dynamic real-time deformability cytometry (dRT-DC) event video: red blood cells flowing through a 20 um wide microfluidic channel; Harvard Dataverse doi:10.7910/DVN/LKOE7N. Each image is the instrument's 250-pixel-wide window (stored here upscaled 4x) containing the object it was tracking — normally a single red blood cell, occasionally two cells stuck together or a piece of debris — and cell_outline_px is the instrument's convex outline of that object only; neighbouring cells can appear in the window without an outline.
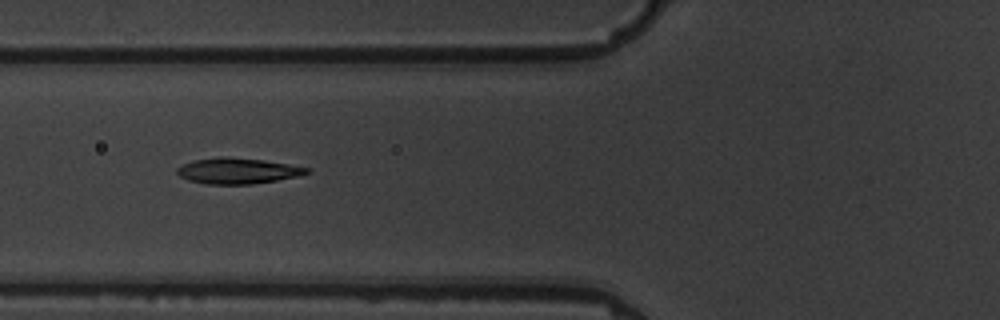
{"species": "common noctule bat (a hibernating species)", "species_latin": "Nyctalus noctula", "temperature_condition": "warm", "stored_images_in_passage": 8, "camera_frame_rate_fps": 3000, "um_per_image_px": 0.085, "animal": {"sex": "male", "body_mass_g": 19.5, "forearm_length_mm": 54.6}, "frame": {"image": 1, "passage_image": 7, "time_ms": 7.0, "image_size_px": [1000, 320], "cell_outline_px": [[312, 172], [300, 176], [252, 184], [208, 184], [188, 180], [180, 176], [176, 172], [176, 168], [192, 160], [220, 156], [228, 156], [264, 160], [312, 168]], "centroid_in_image_um": [20.23, 14.51], "position_along_channel_um": 105.6, "area_um2": 19.71}}
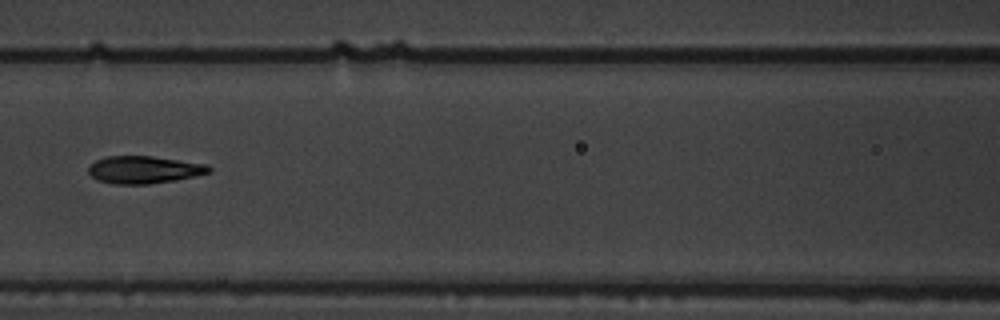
{"frame": {"image": 2, "passage_image": 8, "time_ms": 8.333, "image_size_px": [1000, 320], "cell_outline_px": [[212, 172], [196, 176], [176, 180], [148, 184], [112, 184], [96, 180], [88, 172], [88, 164], [96, 160], [108, 156], [152, 156], [208, 164], [212, 168]], "centroid_in_image_um": [12.25, 14.43], "position_along_channel_um": 154.4, "area_um2": 19.54}}